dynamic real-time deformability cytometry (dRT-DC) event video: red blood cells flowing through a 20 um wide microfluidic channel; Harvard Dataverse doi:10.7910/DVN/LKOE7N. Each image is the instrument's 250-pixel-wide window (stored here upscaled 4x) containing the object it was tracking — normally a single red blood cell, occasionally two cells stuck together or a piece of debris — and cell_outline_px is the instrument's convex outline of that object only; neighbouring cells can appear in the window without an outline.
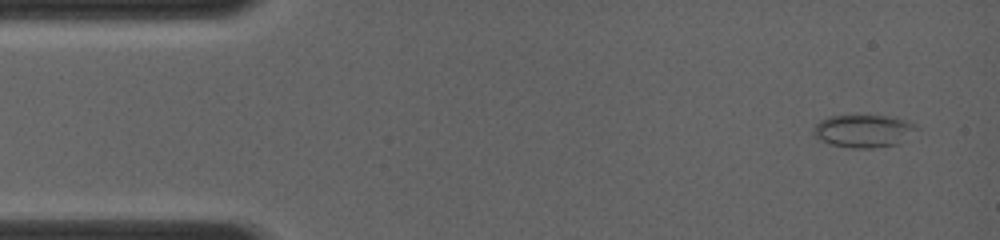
{"species": "common noctule bat (a hibernating species)", "species_latin": "Nyctalus noctula", "temperature_condition": "room temperature", "stored_images_in_passage": 4, "camera_frame_rate_fps": 4000, "um_per_image_px": 0.085, "animal": {"sex": "female", "body_mass_g": 19.0, "forearm_length_mm": 56.7}, "frame": {"image": 1, "passage_image": 1, "time_ms": 0.0, "image_size_px": [1000, 240], "cell_outline_px": [[920, 128], [896, 144], [872, 148], [852, 148], [828, 144], [816, 140], [812, 136], [812, 128], [820, 120], [828, 116], [892, 116], [916, 124]], "centroid_in_image_um": [73.32, 11.14], "position_along_channel_um": 11.7, "area_um2": 19.83}}